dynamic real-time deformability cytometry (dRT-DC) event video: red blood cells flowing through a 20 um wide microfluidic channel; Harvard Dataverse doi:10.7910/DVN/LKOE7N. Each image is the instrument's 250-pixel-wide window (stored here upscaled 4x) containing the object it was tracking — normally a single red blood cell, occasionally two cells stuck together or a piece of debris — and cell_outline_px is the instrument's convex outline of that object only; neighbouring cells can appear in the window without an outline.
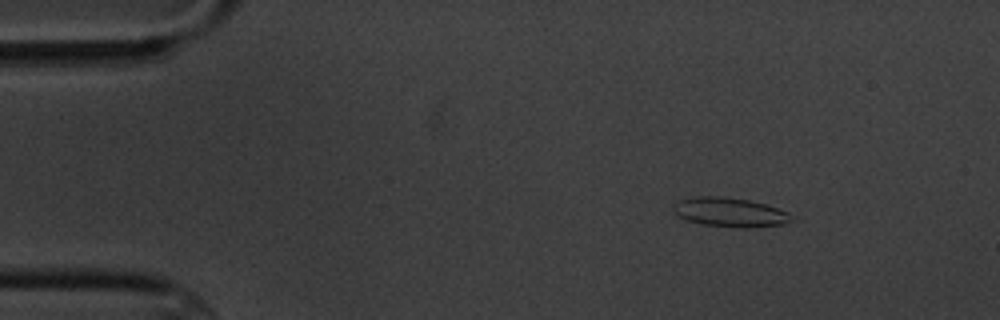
{"species": "common noctule bat (a hibernating species)", "species_latin": "Nyctalus noctula", "temperature_condition": "cold", "stored_images_in_passage": 8, "camera_frame_rate_fps": 3000, "um_per_image_px": 0.085, "animal": {"sex": "male", "body_mass_g": 20.1, "forearm_length_mm": 53.5}, "frame": {"image": 1, "passage_image": 2, "time_ms": 1.333, "image_size_px": [1000, 320], "cell_outline_px": [[800, 220], [780, 224], [748, 228], [740, 228], [704, 224], [688, 220], [680, 216], [672, 208], [672, 204], [680, 200], [696, 196], [724, 196], [748, 200], [764, 204], [788, 212], [796, 216]], "centroid_in_image_um": [62.12, 18.04], "position_along_channel_um": 22.9, "area_um2": 20.17}}
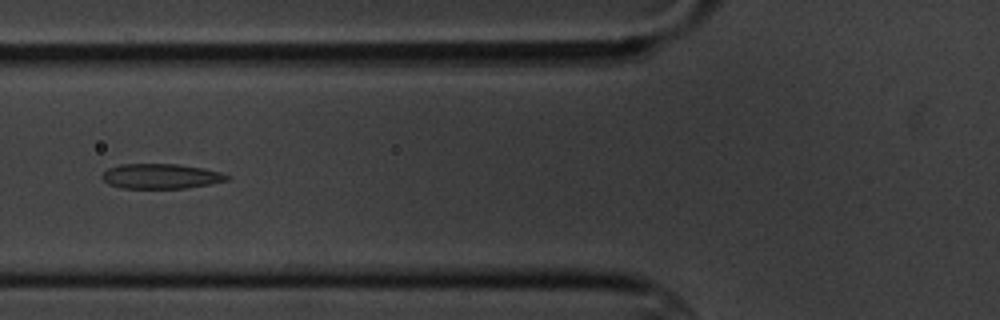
{"frame": {"image": 2, "passage_image": 6, "time_ms": 6.0, "image_size_px": [1000, 320], "cell_outline_px": [[232, 176], [228, 180], [208, 184], [184, 188], [120, 188], [108, 184], [100, 176], [108, 168], [120, 164], [176, 164], [204, 168], [220, 172]], "centroid_in_image_um": [13.66, 14.97], "position_along_channel_um": 112.1, "area_um2": 18.15}}
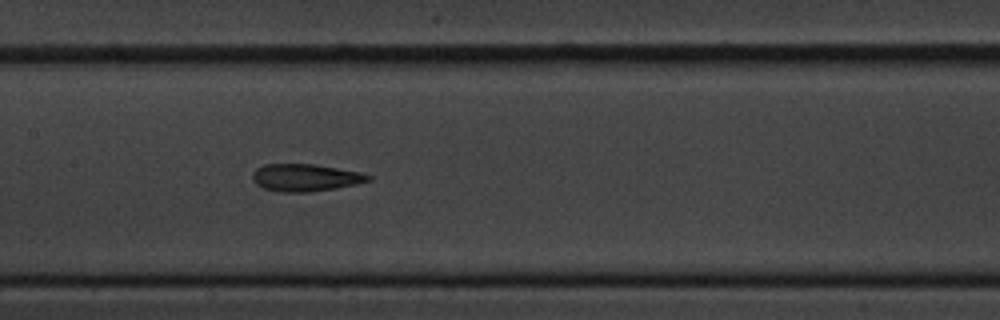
{"frame": {"image": 3, "passage_image": 8, "time_ms": 8.0, "image_size_px": [1000, 320], "cell_outline_px": [[372, 180], [356, 184], [336, 188], [312, 192], [280, 192], [264, 188], [256, 184], [252, 180], [252, 172], [256, 168], [264, 164], [316, 164], [360, 172], [372, 176]], "centroid_in_image_um": [25.95, 15.09], "position_along_channel_um": 181.5, "area_um2": 18.61}}